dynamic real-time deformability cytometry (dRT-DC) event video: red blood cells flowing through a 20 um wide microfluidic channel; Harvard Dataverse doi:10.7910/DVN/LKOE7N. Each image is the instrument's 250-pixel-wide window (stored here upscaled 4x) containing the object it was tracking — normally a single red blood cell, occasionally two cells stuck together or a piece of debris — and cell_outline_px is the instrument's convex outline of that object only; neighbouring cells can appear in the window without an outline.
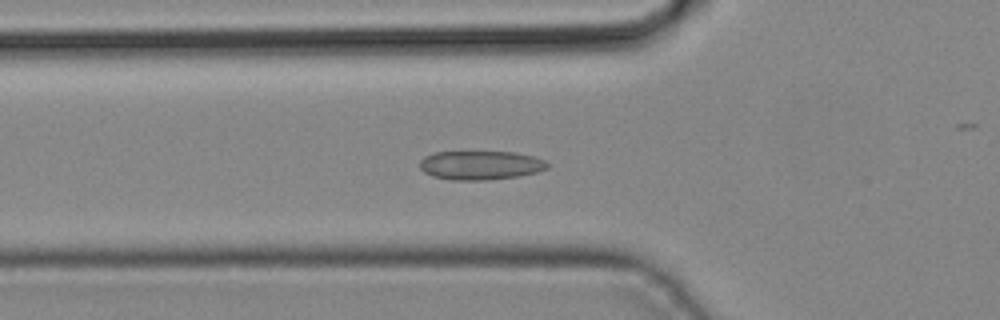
{"species": "common noctule bat (a hibernating species)", "species_latin": "Nyctalus noctula", "temperature_condition": "cold", "stored_images_in_passage": 35, "camera_frame_rate_fps": 3000, "um_per_image_px": 0.085, "animal": {"sex": "male", "body_mass_g": 19.2, "forearm_length_mm": 51.8}, "frame": {"image": 1, "passage_image": 6, "time_ms": 1.667, "image_size_px": [1000, 320], "cell_outline_px": [[548, 168], [536, 172], [516, 176], [484, 180], [452, 180], [432, 176], [424, 172], [420, 168], [420, 160], [424, 156], [436, 152], [516, 152], [532, 156], [544, 160], [548, 164]], "centroid_in_image_um": [40.81, 14.04], "position_along_channel_um": 85.0, "area_um2": 21.39}}
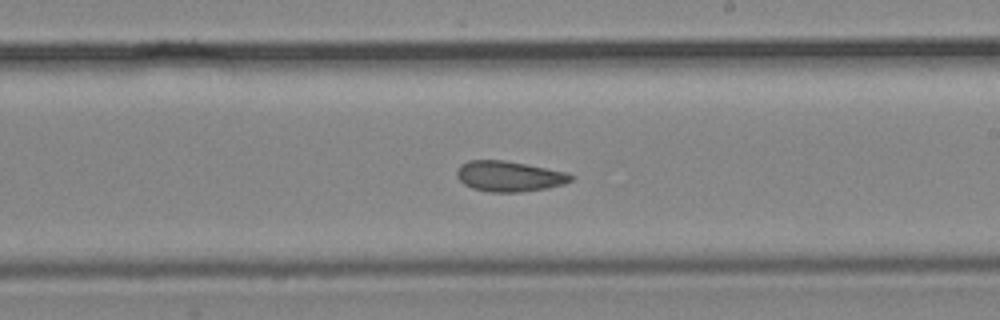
{"frame": {"image": 2, "passage_image": 16, "time_ms": 5.0, "image_size_px": [1000, 320], "cell_outline_px": [[572, 180], [564, 184], [548, 188], [520, 192], [488, 192], [472, 188], [464, 184], [456, 176], [456, 172], [460, 164], [468, 160], [504, 160], [568, 172], [572, 176]], "centroid_in_image_um": [43.26, 14.98], "position_along_channel_um": 245.7, "area_um2": 20.35}}
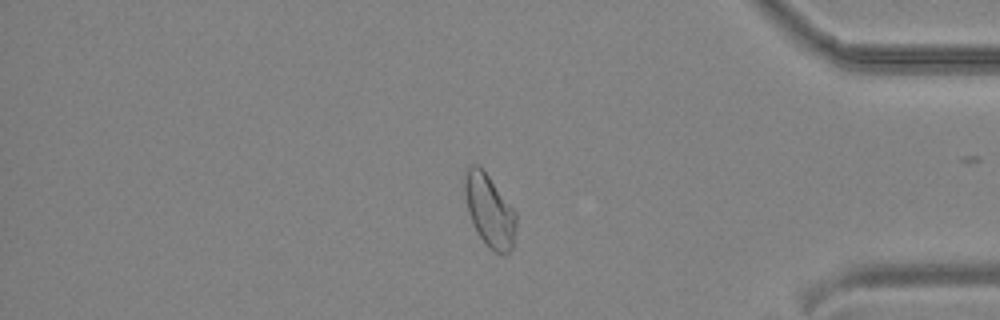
{"frame": {"image": 3, "passage_image": 27, "time_ms": 8.667, "image_size_px": [1000, 320], "cell_outline_px": [[516, 228], [512, 248], [504, 256], [496, 252], [480, 236], [472, 224], [468, 212], [464, 192], [464, 168], [472, 164], [476, 164], [488, 176], [516, 212]], "centroid_in_image_um": [41.59, 17.88], "position_along_channel_um": 393.6, "area_um2": 21.44}}